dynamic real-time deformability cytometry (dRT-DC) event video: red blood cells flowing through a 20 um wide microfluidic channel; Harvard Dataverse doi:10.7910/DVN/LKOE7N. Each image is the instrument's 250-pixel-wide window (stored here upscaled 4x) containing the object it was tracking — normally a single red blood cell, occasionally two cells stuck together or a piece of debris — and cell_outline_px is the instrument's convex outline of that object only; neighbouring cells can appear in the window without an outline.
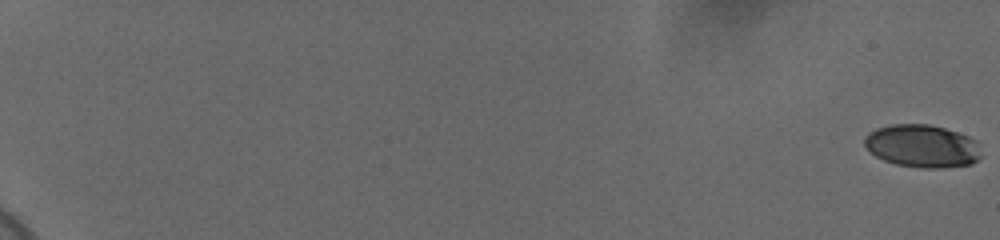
{"species": "human", "species_latin": "Homo sapiens", "temperature_condition": "cold", "stored_images_in_passage": 60, "camera_frame_rate_fps": 3000, "um_per_image_px": 0.085, "donor": {"sex": "female"}, "frame": {"image": 1, "passage_image": 1, "time_ms": 0.0, "image_size_px": [1000, 240], "cell_outline_px": [[980, 156], [972, 164], [940, 168], [920, 168], [896, 164], [884, 160], [876, 156], [864, 144], [864, 136], [868, 132], [876, 128], [892, 124], [928, 124], [944, 128], [968, 136], [976, 140]], "centroid_in_image_um": [78.36, 12.41], "position_along_channel_um": 6.6, "area_um2": 28.96}}
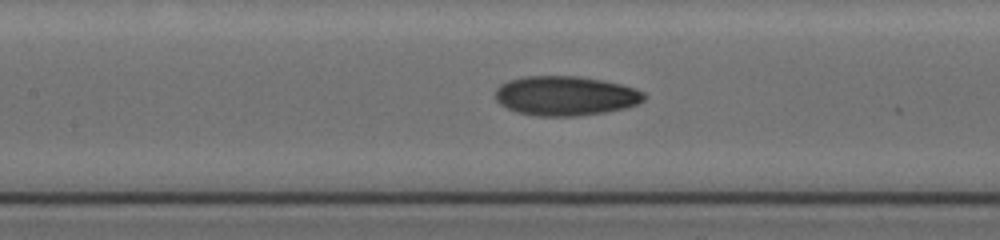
{"frame": {"image": 2, "passage_image": 33, "time_ms": 10.667, "image_size_px": [1000, 240], "cell_outline_px": [[648, 96], [644, 100], [628, 108], [604, 112], [576, 116], [536, 116], [516, 112], [500, 104], [496, 100], [496, 88], [500, 84], [508, 80], [524, 76], [576, 76], [604, 80], [636, 88], [644, 92]], "centroid_in_image_um": [48.08, 8.14], "position_along_channel_um": 159.3, "area_um2": 34.51}}
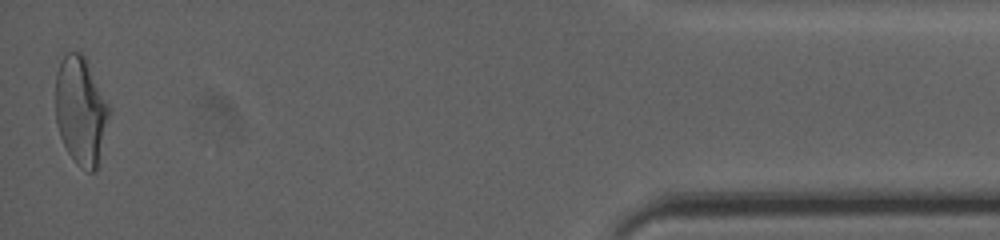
{"frame": {"image": 3, "passage_image": 60, "time_ms": 19.667, "image_size_px": [1000, 240], "cell_outline_px": [[112, 112], [96, 168], [92, 172], [88, 172], [80, 168], [76, 164], [68, 152], [60, 136], [56, 120], [56, 72], [64, 56], [68, 52], [80, 52], [88, 60]], "centroid_in_image_um": [6.89, 9.41], "position_along_channel_um": 428.3, "area_um2": 33.93}, "authors_computed_cell_mechanics": {"area_um2": 32.1368, "velocity_mm_per_s": 3.699, "shape_relaxation_time_tau1_ms": 7.9388, "shape_relaxation_time_tau2_ms": 2.0627, "deformation_change_tau1": 0.2126, "deformation_change_tau2": 0.0754}}